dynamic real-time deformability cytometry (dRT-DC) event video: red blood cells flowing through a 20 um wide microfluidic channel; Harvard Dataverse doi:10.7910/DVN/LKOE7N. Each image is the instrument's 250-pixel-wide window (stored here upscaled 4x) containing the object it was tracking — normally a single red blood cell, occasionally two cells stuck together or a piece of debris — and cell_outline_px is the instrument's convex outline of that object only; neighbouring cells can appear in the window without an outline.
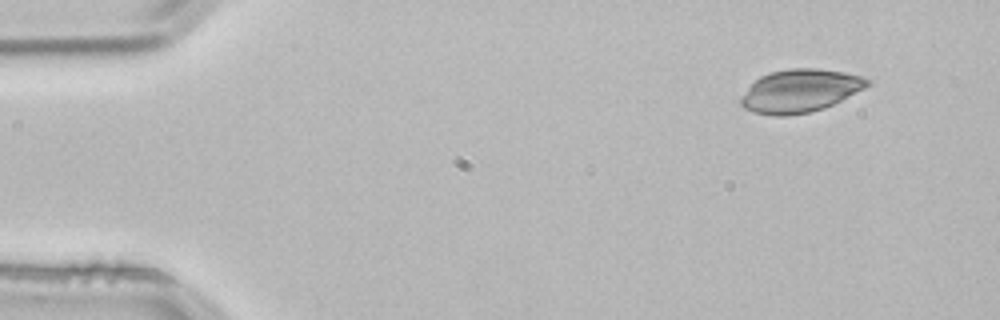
{"species": "common noctule bat (a hibernating species)", "species_latin": "Nyctalus noctula", "temperature_condition": "room temperature", "stored_images_in_passage": 3, "camera_frame_rate_fps": 3000, "um_per_image_px": 0.085, "animal": {"sex": "male", "body_mass_g": 21.5, "forearm_length_mm": 52.0}, "frame": {"image": 1, "passage_image": 1, "time_ms": 0.0, "image_size_px": [1000, 320], "cell_outline_px": [[872, 84], [824, 108], [808, 112], [788, 116], [776, 116], [752, 112], [744, 108], [740, 104], [740, 100], [748, 88], [760, 76], [772, 72], [792, 68], [816, 68], [844, 72], [860, 76], [872, 80]], "centroid_in_image_um": [68.01, 7.72], "position_along_channel_um": 17.0, "area_um2": 31.39}}
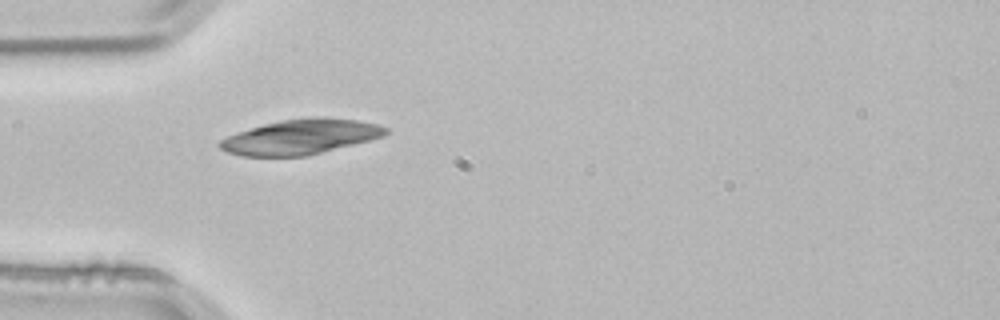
{"frame": {"image": 2, "passage_image": 3, "time_ms": 0.667, "image_size_px": [1000, 320], "cell_outline_px": [[388, 132], [384, 136], [304, 156], [240, 156], [228, 152], [220, 148], [216, 144], [220, 140], [228, 136], [264, 124], [280, 120], [312, 116], [324, 116], [356, 120], [376, 124], [388, 128]], "centroid_in_image_um": [25.53, 11.62], "position_along_channel_um": 59.5, "area_um2": 33.47}}